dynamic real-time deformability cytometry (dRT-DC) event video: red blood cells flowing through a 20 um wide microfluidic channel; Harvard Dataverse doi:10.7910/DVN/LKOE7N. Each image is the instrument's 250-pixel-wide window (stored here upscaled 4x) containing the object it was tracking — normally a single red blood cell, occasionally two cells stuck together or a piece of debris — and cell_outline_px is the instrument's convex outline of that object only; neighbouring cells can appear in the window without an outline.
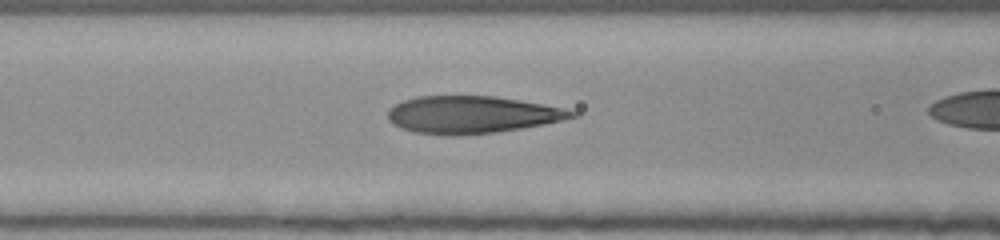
{"species": "human", "species_latin": "Homo sapiens", "temperature_condition": "room temperature", "stored_images_in_passage": 40, "camera_frame_rate_fps": 3000, "um_per_image_px": 0.085, "donor": {"sex": "female"}, "frame": {"image": 1, "passage_image": 20, "time_ms": 6.333, "image_size_px": [1000, 240], "cell_outline_px": [[580, 116], [544, 124], [496, 132], [456, 136], [448, 136], [416, 132], [400, 128], [392, 124], [388, 120], [388, 108], [404, 100], [416, 96], [492, 96], [520, 100], [564, 108], [580, 112]], "centroid_in_image_um": [40.11, 9.75], "position_along_channel_um": 126.5, "area_um2": 40.17}}
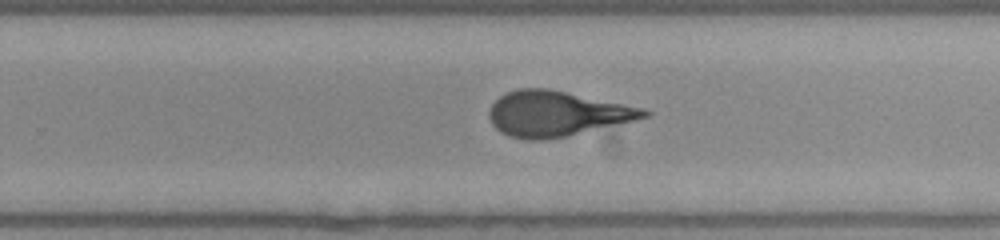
{"frame": {"image": 2, "passage_image": 32, "time_ms": 10.333, "image_size_px": [1000, 240], "cell_outline_px": [[652, 112], [648, 116], [568, 136], [540, 140], [528, 140], [508, 136], [500, 132], [492, 124], [488, 116], [488, 112], [492, 104], [500, 96], [508, 92], [520, 88], [548, 88], [640, 108]], "centroid_in_image_um": [47.22, 9.67], "position_along_channel_um": 282.6, "area_um2": 40.11}}
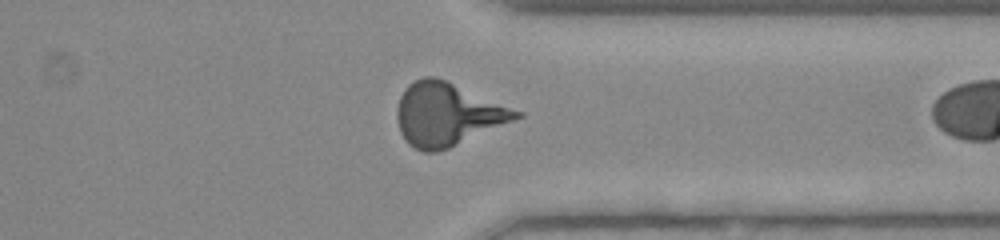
{"frame": {"image": 3, "passage_image": 39, "time_ms": 12.667, "image_size_px": [1000, 240], "cell_outline_px": [[524, 116], [448, 148], [436, 152], [424, 152], [408, 144], [400, 132], [396, 116], [396, 108], [400, 96], [404, 88], [408, 84], [424, 76], [432, 76], [444, 80], [524, 112]], "centroid_in_image_um": [38.0, 9.72], "position_along_channel_um": 373.4, "area_um2": 43.35}}